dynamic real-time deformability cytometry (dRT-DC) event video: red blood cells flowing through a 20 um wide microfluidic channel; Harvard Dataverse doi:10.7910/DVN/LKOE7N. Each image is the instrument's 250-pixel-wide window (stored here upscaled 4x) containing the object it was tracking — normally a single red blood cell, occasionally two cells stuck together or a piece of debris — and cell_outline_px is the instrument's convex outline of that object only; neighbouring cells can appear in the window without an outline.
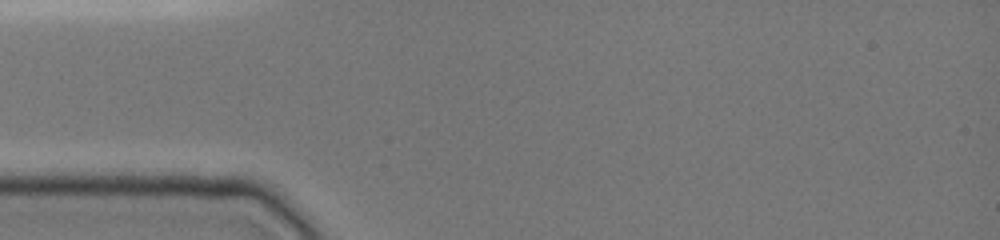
{"species": "common noctule bat (a hibernating species)", "species_latin": "Nyctalus noctula", "temperature_condition": "cold", "stored_images_in_passage": 1, "camera_frame_rate_fps": 3000, "um_per_image_px": 0.085, "animal": {"sex": "female", "body_mass_g": 19.0, "forearm_length_mm": 51.5}, "frame": {"image": 1, "passage_image": 1, "time_ms": 0.0, "image_size_px": [1000, 240], "cell_outline_px": [[660, 180], [592, 196], [548, 180], [540, 176], [560, 140], [596, 148], [660, 172]], "centroid_in_image_um": [50.53, 14.45], "position_along_channel_um": 34.5, "area_um2": 28.15}}